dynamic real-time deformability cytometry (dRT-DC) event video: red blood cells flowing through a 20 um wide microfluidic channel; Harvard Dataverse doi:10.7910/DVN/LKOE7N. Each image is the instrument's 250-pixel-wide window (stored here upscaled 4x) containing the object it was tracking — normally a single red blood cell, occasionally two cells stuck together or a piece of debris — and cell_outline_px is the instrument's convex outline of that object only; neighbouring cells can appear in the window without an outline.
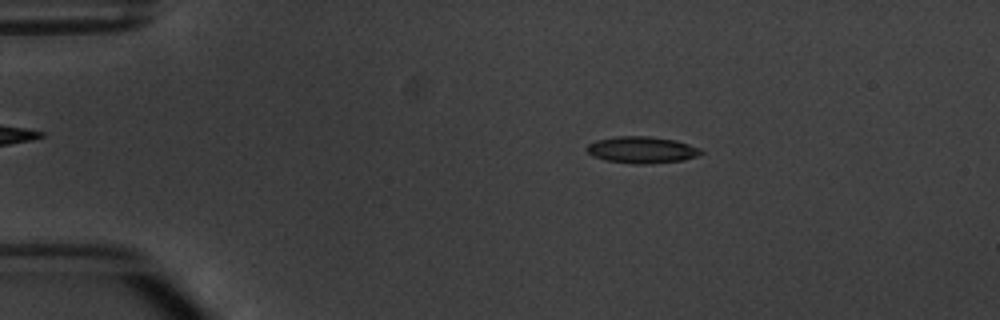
{"species": "common noctule bat (a hibernating species)", "species_latin": "Nyctalus noctula", "temperature_condition": "warm", "stored_images_in_passage": 7, "camera_frame_rate_fps": 3000, "um_per_image_px": 0.085, "animal": {"sex": "male", "body_mass_g": 20.1, "forearm_length_mm": 53.5}, "frame": {"image": 1, "passage_image": 3, "time_ms": 2.333, "image_size_px": [1000, 320], "cell_outline_px": [[704, 152], [700, 156], [684, 160], [644, 164], [632, 164], [604, 160], [592, 156], [584, 148], [588, 144], [596, 140], [620, 136], [648, 136], [676, 140], [700, 148]], "centroid_in_image_um": [54.56, 12.74], "position_along_channel_um": 30.4, "area_um2": 17.92}}
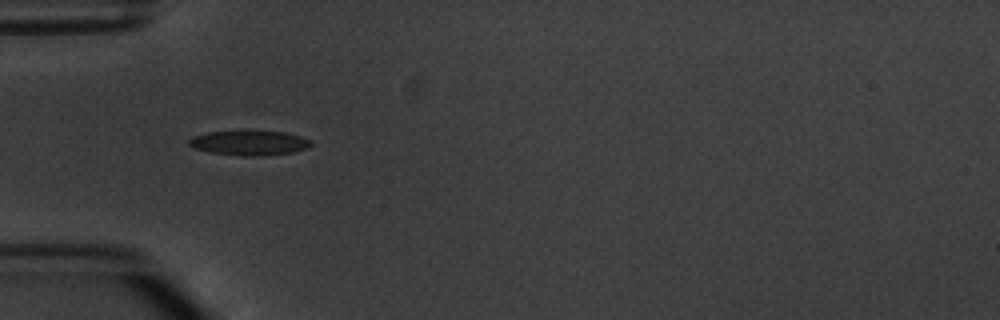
{"frame": {"image": 2, "passage_image": 5, "time_ms": 4.667, "image_size_px": [1000, 320], "cell_outline_px": [[312, 144], [308, 148], [292, 152], [256, 156], [244, 156], [212, 152], [196, 148], [188, 144], [188, 140], [192, 136], [208, 132], [284, 132], [300, 136], [308, 140]], "centroid_in_image_um": [21.18, 12.15], "position_along_channel_um": 63.8, "area_um2": 16.99}}